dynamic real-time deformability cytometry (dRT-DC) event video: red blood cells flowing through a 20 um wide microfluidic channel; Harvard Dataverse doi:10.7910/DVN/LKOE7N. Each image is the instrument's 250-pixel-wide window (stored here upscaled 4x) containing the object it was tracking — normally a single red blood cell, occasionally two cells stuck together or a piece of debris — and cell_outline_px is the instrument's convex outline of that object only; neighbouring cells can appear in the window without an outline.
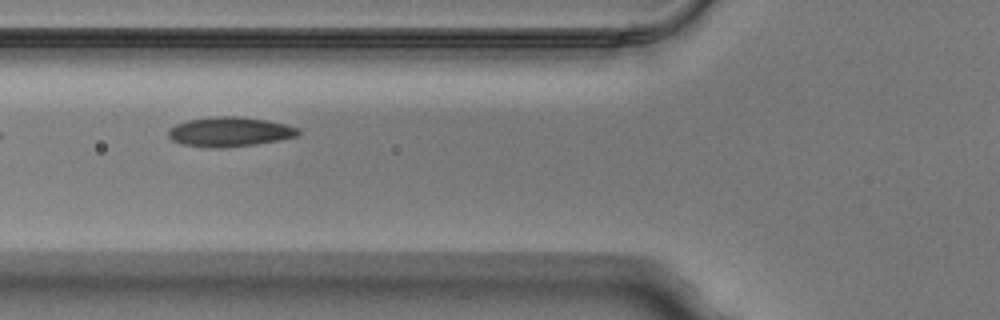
{"species": "Egyptian fruit bat (a non-hibernating species)", "species_latin": "Rousettus aegyptiacus", "temperature_condition": "warm", "stored_images_in_passage": 10, "camera_frame_rate_fps": 3000, "um_per_image_px": 0.085, "animal": {"sex": "male"}, "frame": {"image": 1, "passage_image": 5, "time_ms": 1.333, "image_size_px": [1000, 320], "cell_outline_px": [[300, 136], [280, 140], [256, 144], [224, 148], [212, 148], [180, 144], [172, 140], [168, 136], [168, 132], [176, 124], [188, 120], [212, 116], [240, 116], [268, 120], [300, 128]], "centroid_in_image_um": [19.56, 11.2], "position_along_channel_um": 106.2, "area_um2": 22.66}}